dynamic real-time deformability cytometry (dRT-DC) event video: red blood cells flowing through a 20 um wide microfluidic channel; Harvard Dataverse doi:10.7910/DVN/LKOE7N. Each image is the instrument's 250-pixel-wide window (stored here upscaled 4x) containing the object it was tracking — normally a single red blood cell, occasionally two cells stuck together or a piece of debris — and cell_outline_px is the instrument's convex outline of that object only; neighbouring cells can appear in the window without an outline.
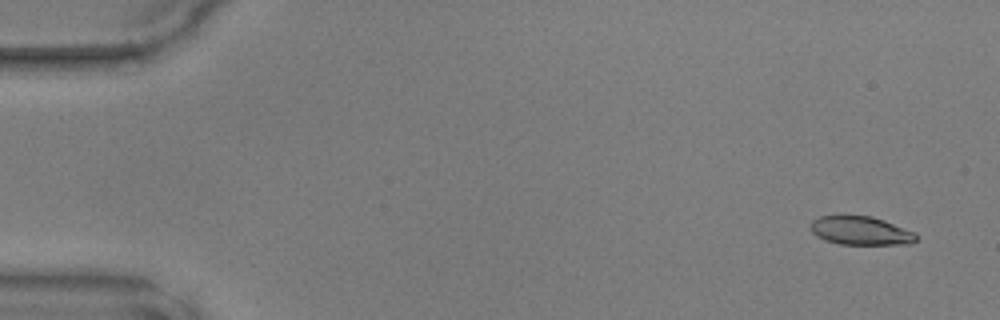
{"species": "common noctule bat (a hibernating species)", "species_latin": "Nyctalus noctula", "temperature_condition": "warm", "stored_images_in_passage": 14, "camera_frame_rate_fps": 3000, "um_per_image_px": 0.085, "animal": {"sex": "male", "body_mass_g": 17.9, "forearm_length_mm": 54.2}, "frame": {"image": 1, "passage_image": 1, "time_ms": 0.0, "image_size_px": [1000, 320], "cell_outline_px": [[916, 240], [912, 244], [840, 244], [824, 240], [816, 236], [812, 232], [812, 220], [820, 216], [872, 216], [884, 220], [912, 232], [916, 236]], "centroid_in_image_um": [73.13, 19.62], "position_along_channel_um": 11.9, "area_um2": 17.28}}
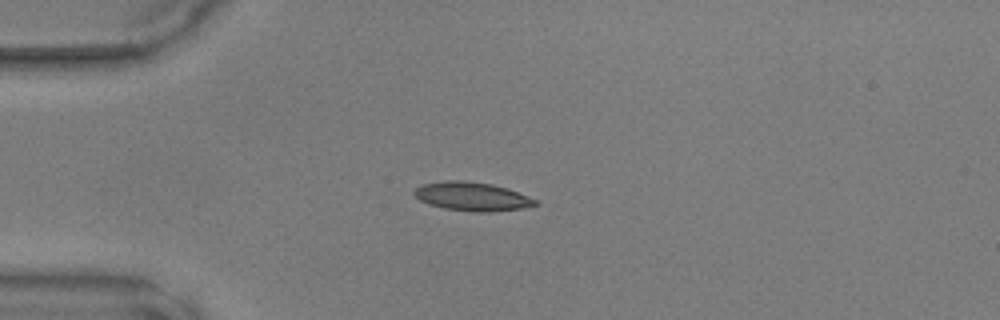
{"frame": {"image": 2, "passage_image": 11, "time_ms": 3.333, "image_size_px": [1000, 320], "cell_outline_px": [[540, 204], [520, 208], [488, 212], [472, 212], [444, 208], [428, 204], [420, 200], [412, 192], [416, 188], [424, 184], [444, 180], [464, 180], [492, 184], [508, 188], [536, 200]], "centroid_in_image_um": [40.1, 16.69], "position_along_channel_um": 44.9, "area_um2": 20.17}}